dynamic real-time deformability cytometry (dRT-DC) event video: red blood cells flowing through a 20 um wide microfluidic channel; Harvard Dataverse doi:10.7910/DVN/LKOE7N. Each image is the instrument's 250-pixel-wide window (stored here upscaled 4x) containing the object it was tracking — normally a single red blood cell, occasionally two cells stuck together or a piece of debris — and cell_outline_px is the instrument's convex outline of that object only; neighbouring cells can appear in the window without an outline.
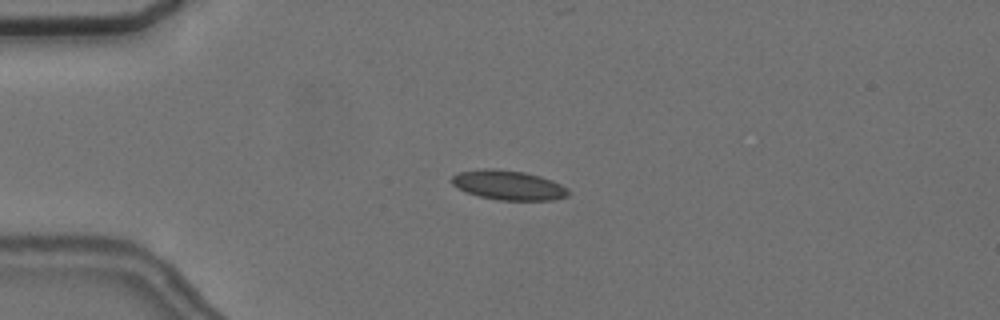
{"species": "common noctule bat (a hibernating species)", "species_latin": "Nyctalus noctula", "temperature_condition": "cold", "stored_images_in_passage": 6, "camera_frame_rate_fps": 3000, "um_per_image_px": 0.085, "animal": {"sex": "female", "body_mass_g": 24.6, "forearm_length_mm": 56.2}, "frame": {"image": 1, "passage_image": 4, "time_ms": 3.333, "image_size_px": [1000, 320], "cell_outline_px": [[568, 196], [552, 200], [500, 200], [480, 196], [464, 192], [452, 184], [452, 176], [460, 172], [484, 168], [496, 168], [524, 172], [540, 176], [552, 180], [568, 188]], "centroid_in_image_um": [43.21, 15.73], "position_along_channel_um": 41.8, "area_um2": 20.06}}